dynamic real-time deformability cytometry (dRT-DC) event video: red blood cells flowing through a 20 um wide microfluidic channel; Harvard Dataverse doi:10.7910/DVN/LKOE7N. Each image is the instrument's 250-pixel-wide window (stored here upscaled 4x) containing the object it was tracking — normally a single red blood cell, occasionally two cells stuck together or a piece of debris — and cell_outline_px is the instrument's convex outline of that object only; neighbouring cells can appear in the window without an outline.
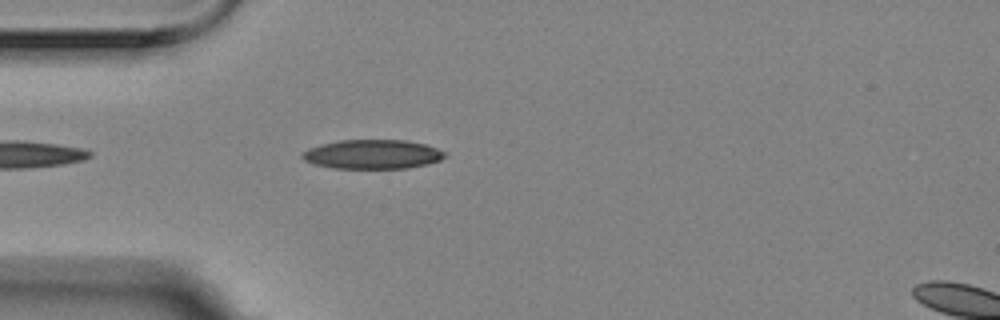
{"species": "Egyptian fruit bat (a non-hibernating species)", "species_latin": "Rousettus aegyptiacus", "temperature_condition": "room temperature", "stored_images_in_passage": 5, "camera_frame_rate_fps": 3000, "um_per_image_px": 0.085, "animal": {"sex": "female"}, "frame": {"image": 1, "passage_image": 5, "time_ms": 1.333, "image_size_px": [1000, 320], "cell_outline_px": [[448, 156], [440, 160], [428, 164], [408, 168], [332, 168], [312, 164], [304, 160], [300, 156], [308, 148], [340, 140], [404, 140], [424, 144], [448, 152]], "centroid_in_image_um": [31.69, 13.12], "position_along_channel_um": 53.3, "area_um2": 24.33}}